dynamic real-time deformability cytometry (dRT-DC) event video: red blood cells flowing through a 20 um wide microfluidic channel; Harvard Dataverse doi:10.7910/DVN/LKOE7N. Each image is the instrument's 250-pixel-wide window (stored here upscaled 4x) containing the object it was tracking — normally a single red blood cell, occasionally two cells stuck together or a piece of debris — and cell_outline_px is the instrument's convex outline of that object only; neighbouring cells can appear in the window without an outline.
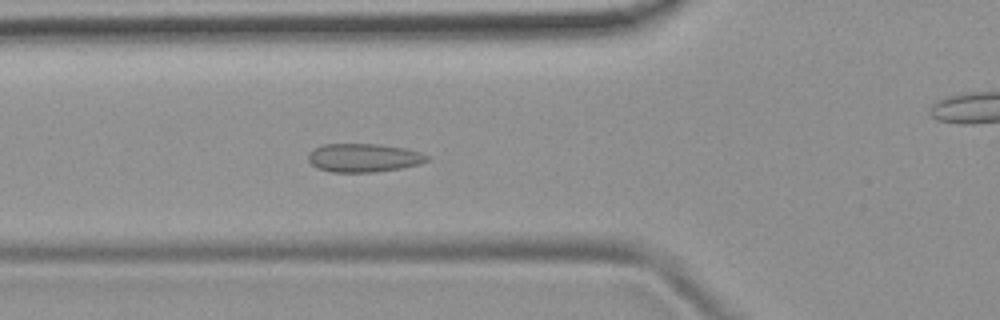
{"species": "common noctule bat (a hibernating species)", "species_latin": "Nyctalus noctula", "temperature_condition": "room temperature", "stored_images_in_passage": 6, "camera_frame_rate_fps": 3000, "um_per_image_px": 0.085, "animal": {"sex": "female", "body_mass_g": 19.9}, "frame": {"image": 1, "passage_image": 5, "time_ms": 4.667, "image_size_px": [1000, 320], "cell_outline_px": [[428, 160], [420, 164], [400, 168], [372, 172], [332, 172], [316, 168], [308, 160], [308, 152], [312, 148], [324, 144], [376, 144], [404, 148], [420, 152], [428, 156]], "centroid_in_image_um": [30.86, 13.41], "position_along_channel_um": 94.9, "area_um2": 19.71}}